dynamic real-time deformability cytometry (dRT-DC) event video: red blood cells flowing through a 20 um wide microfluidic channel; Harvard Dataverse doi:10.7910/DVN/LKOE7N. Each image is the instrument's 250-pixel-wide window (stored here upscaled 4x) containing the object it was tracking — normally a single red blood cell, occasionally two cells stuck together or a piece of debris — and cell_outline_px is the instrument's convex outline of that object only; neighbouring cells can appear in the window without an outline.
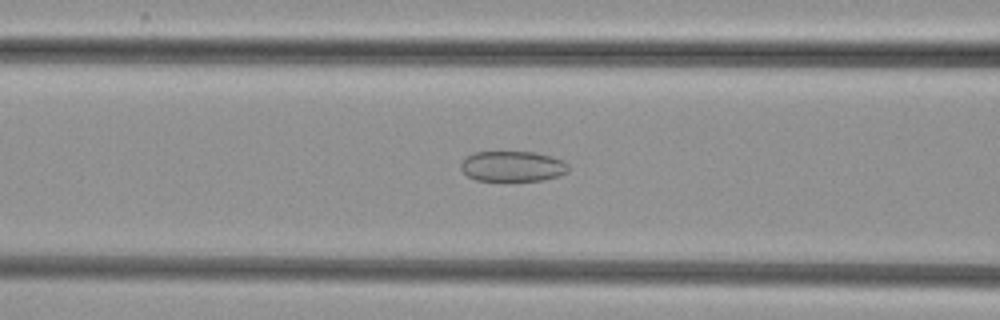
{"species": "common noctule bat (a hibernating species)", "species_latin": "Nyctalus noctula", "temperature_condition": "cold", "stored_images_in_passage": 51, "camera_frame_rate_fps": 3000, "um_per_image_px": 0.085, "animal": {"sex": "female", "body_mass_g": 29.2, "forearm_length_mm": 56.3}, "frame": {"image": 1, "passage_image": 20, "time_ms": 6.333, "image_size_px": [1000, 320], "cell_outline_px": [[568, 172], [544, 180], [476, 180], [468, 176], [460, 168], [460, 164], [472, 152], [532, 152], [552, 156], [564, 160], [568, 164]], "centroid_in_image_um": [43.58, 14.12], "position_along_channel_um": 123.0, "area_um2": 18.96}}
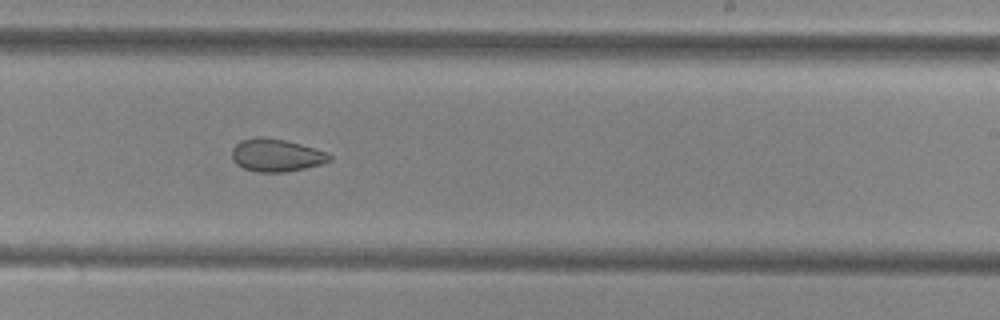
{"frame": {"image": 2, "passage_image": 31, "time_ms": 10.0, "image_size_px": [1000, 320], "cell_outline_px": [[332, 160], [320, 164], [288, 172], [256, 172], [244, 168], [236, 164], [232, 160], [232, 148], [240, 140], [256, 136], [260, 136], [284, 140], [300, 144], [328, 152], [332, 156]], "centroid_in_image_um": [23.47, 13.19], "position_along_channel_um": 265.5, "area_um2": 18.73}}
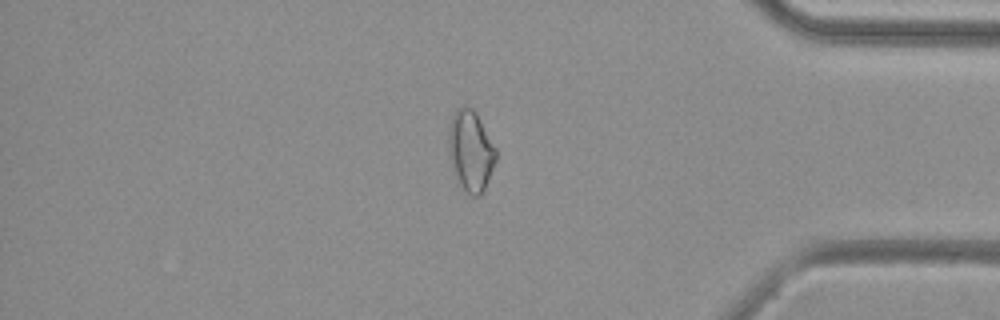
{"frame": {"image": 3, "passage_image": 43, "time_ms": 14.0, "image_size_px": [1000, 320], "cell_outline_px": [[496, 160], [484, 188], [480, 196], [472, 196], [456, 184], [452, 172], [448, 148], [448, 132], [452, 116], [464, 104], [472, 108], [476, 112], [496, 148]], "centroid_in_image_um": [39.98, 12.85], "position_along_channel_um": 395.2, "area_um2": 22.48}}